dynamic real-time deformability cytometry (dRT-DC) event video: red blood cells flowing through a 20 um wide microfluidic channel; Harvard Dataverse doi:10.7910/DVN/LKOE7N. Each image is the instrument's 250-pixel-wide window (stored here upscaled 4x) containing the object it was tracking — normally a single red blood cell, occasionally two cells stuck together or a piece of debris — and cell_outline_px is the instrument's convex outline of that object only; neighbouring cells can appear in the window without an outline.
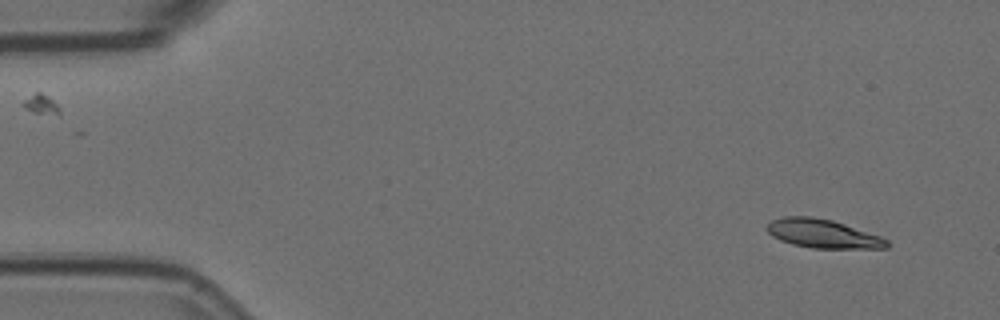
{"species": "Egyptian fruit bat (a non-hibernating species)", "species_latin": "Rousettus aegyptiacus", "temperature_condition": "room temperature", "stored_images_in_passage": 4, "camera_frame_rate_fps": 3000, "um_per_image_px": 0.085, "animal": {"sex": "female"}, "frame": {"image": 1, "passage_image": 1, "time_ms": 0.0, "image_size_px": [1000, 320], "cell_outline_px": [[888, 248], [812, 248], [792, 244], [780, 240], [772, 236], [764, 228], [772, 220], [784, 216], [812, 216], [832, 220], [880, 236], [888, 240]], "centroid_in_image_um": [69.9, 19.86], "position_along_channel_um": 15.1, "area_um2": 20.0}}
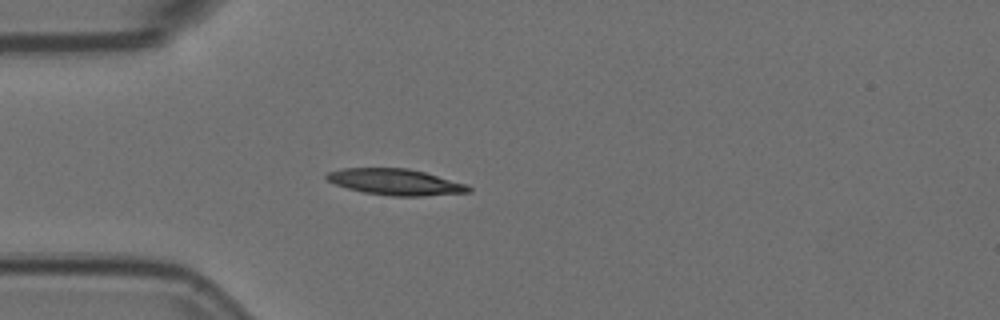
{"frame": {"image": 2, "passage_image": 4, "time_ms": 1.0, "image_size_px": [1000, 320], "cell_outline_px": [[472, 192], [424, 196], [392, 196], [364, 192], [348, 188], [336, 184], [328, 180], [324, 176], [328, 172], [344, 168], [408, 168], [424, 172], [468, 184], [472, 188]], "centroid_in_image_um": [33.67, 15.47], "position_along_channel_um": 51.3, "area_um2": 21.62}}